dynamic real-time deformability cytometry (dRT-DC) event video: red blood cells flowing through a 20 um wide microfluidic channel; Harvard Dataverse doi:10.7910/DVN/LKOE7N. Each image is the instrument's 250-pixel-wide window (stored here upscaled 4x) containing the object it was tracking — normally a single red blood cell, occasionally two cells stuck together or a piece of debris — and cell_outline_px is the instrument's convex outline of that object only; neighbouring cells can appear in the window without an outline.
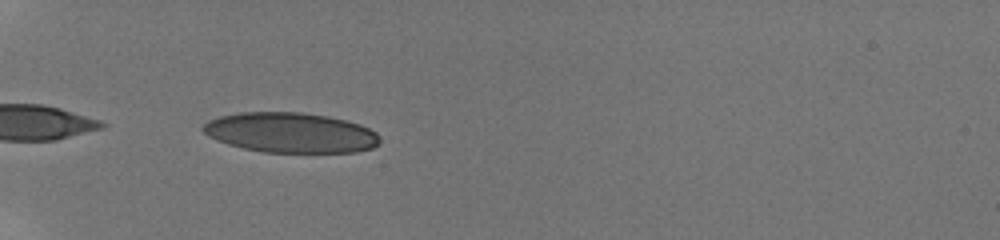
{"species": "human", "species_latin": "Homo sapiens", "temperature_condition": "room temperature", "stored_images_in_passage": 19, "camera_frame_rate_fps": 3000, "um_per_image_px": 0.085, "donor": {"sex": "male"}, "frame": {"image": 1, "passage_image": 2, "time_ms": 0.333, "image_size_px": [1000, 240], "cell_outline_px": [[380, 144], [372, 148], [356, 152], [264, 152], [244, 148], [228, 144], [208, 136], [200, 128], [208, 120], [220, 116], [240, 112], [300, 112], [328, 116], [360, 124], [376, 132], [380, 136]], "centroid_in_image_um": [24.71, 11.27], "position_along_channel_um": 60.3, "area_um2": 41.33}}
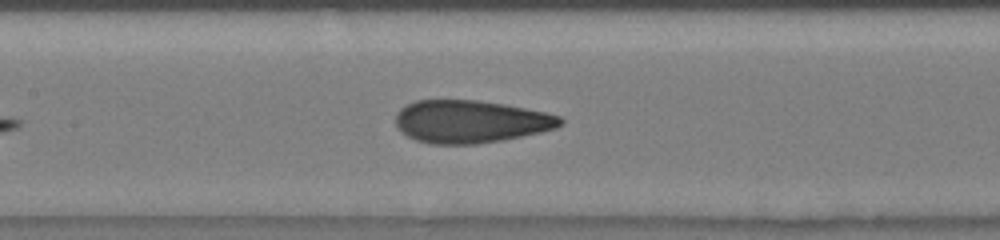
{"frame": {"image": 2, "passage_image": 12, "time_ms": 3.667, "image_size_px": [1000, 240], "cell_outline_px": [[564, 124], [556, 128], [540, 132], [500, 140], [476, 144], [432, 144], [416, 140], [400, 132], [396, 128], [396, 112], [400, 108], [416, 100], [476, 100], [504, 104], [544, 112], [560, 116], [564, 120]], "centroid_in_image_um": [39.97, 10.33], "position_along_channel_um": 167.4, "area_um2": 40.92}}
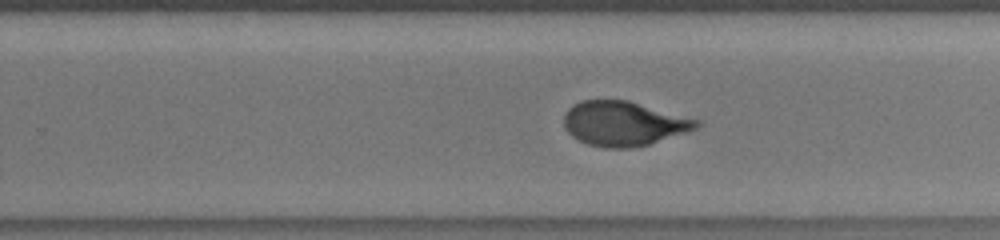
{"frame": {"image": 3, "passage_image": 17, "time_ms": 5.333, "image_size_px": [1000, 240], "cell_outline_px": [[700, 124], [696, 128], [648, 144], [632, 148], [604, 148], [588, 144], [572, 136], [564, 128], [564, 116], [568, 108], [572, 104], [580, 100], [628, 100], [700, 120]], "centroid_in_image_um": [52.97, 10.49], "position_along_channel_um": 276.8, "area_um2": 34.22}}